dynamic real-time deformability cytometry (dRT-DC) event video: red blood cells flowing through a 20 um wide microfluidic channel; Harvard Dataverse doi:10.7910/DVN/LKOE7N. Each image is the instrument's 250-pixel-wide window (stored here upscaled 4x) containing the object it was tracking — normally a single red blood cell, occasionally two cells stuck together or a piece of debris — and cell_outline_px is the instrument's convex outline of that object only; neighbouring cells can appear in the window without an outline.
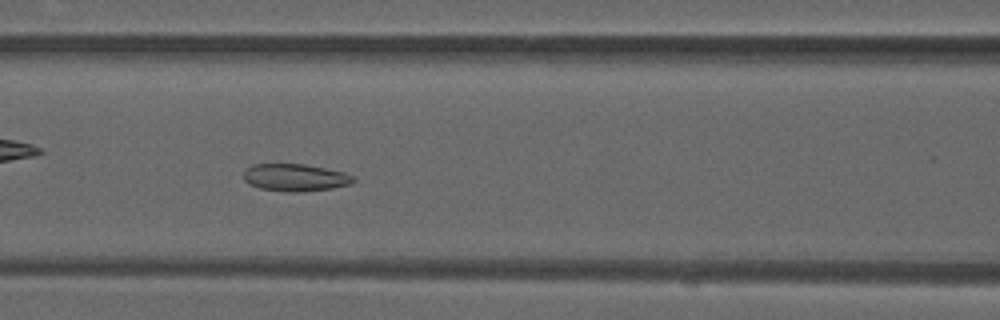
{"species": "common noctule bat (a hibernating species)", "species_latin": "Nyctalus noctula", "temperature_condition": "warm", "stored_images_in_passage": 47, "camera_frame_rate_fps": 3000, "um_per_image_px": 0.085, "animal": {"sex": "male", "forearm_length_mm": 52.5}, "frame": {"image": 1, "passage_image": 18, "time_ms": 5.667, "image_size_px": [1000, 320], "cell_outline_px": [[356, 180], [348, 184], [332, 188], [300, 192], [284, 192], [260, 188], [248, 184], [244, 180], [244, 168], [252, 164], [304, 164], [344, 172], [356, 176]], "centroid_in_image_um": [25.06, 15.09], "position_along_channel_um": 141.5, "area_um2": 17.63}}
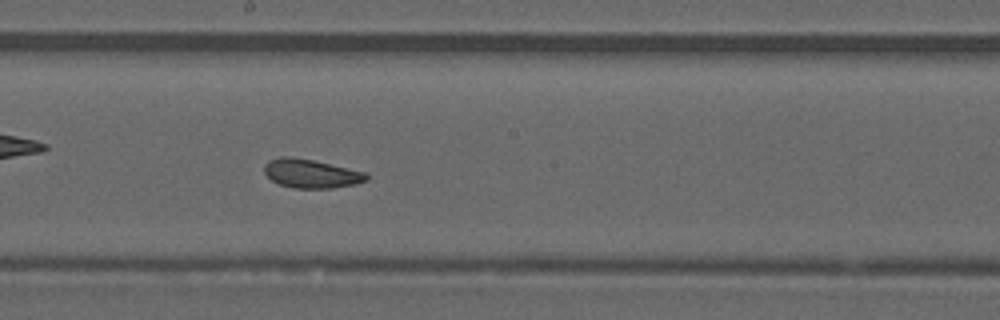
{"frame": {"image": 2, "passage_image": 24, "time_ms": 7.667, "image_size_px": [1000, 320], "cell_outline_px": [[368, 180], [356, 184], [332, 188], [292, 188], [280, 184], [272, 180], [264, 172], [264, 164], [268, 160], [280, 156], [292, 156], [312, 160], [368, 172]], "centroid_in_image_um": [26.45, 14.75], "position_along_channel_um": 221.7, "area_um2": 17.28}}
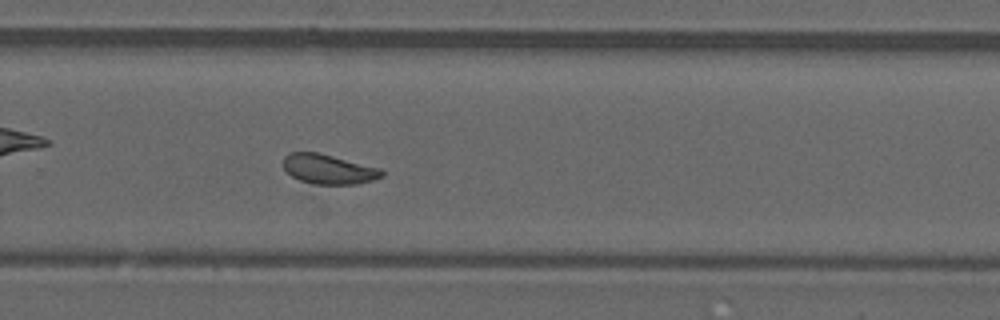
{"frame": {"image": 3, "passage_image": 30, "time_ms": 9.667, "image_size_px": [1000, 320], "cell_outline_px": [[384, 176], [372, 180], [356, 184], [316, 184], [300, 180], [292, 176], [284, 168], [284, 156], [288, 152], [316, 152], [380, 168], [384, 172]], "centroid_in_image_um": [27.92, 14.38], "position_along_channel_um": 301.9, "area_um2": 16.82}, "authors_computed_cell_mechanics": {"area_um2": 17.9758, "velocity_mm_per_s": 4.0244, "shape_relaxation_time_tau1_ms": null, "shape_relaxation_time_tau2_ms": 1.3502, "deformation_change_tau1": null, "deformation_change_tau2": 0.074}}